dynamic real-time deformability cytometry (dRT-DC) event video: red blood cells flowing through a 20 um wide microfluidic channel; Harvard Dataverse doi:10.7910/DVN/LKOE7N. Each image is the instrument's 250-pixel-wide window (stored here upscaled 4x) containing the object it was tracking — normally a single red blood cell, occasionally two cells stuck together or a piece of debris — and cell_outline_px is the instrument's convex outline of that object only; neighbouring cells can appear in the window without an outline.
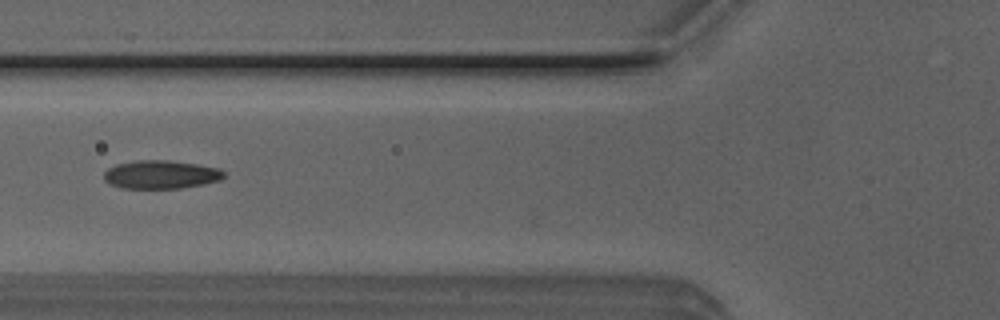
{"species": "Egyptian fruit bat (a non-hibernating species)", "species_latin": "Rousettus aegyptiacus", "temperature_condition": "room temperature", "stored_images_in_passage": 36, "camera_frame_rate_fps": 3000, "um_per_image_px": 0.085, "animal": {"sex": "male"}, "frame": {"image": 1, "passage_image": 4, "time_ms": 1.0, "image_size_px": [1000, 320], "cell_outline_px": [[224, 176], [220, 180], [204, 184], [180, 188], [120, 188], [108, 184], [104, 180], [104, 172], [108, 168], [116, 164], [136, 160], [168, 160], [196, 164], [220, 168], [224, 172]], "centroid_in_image_um": [13.65, 14.83], "position_along_channel_um": 112.2, "area_um2": 19.94}}
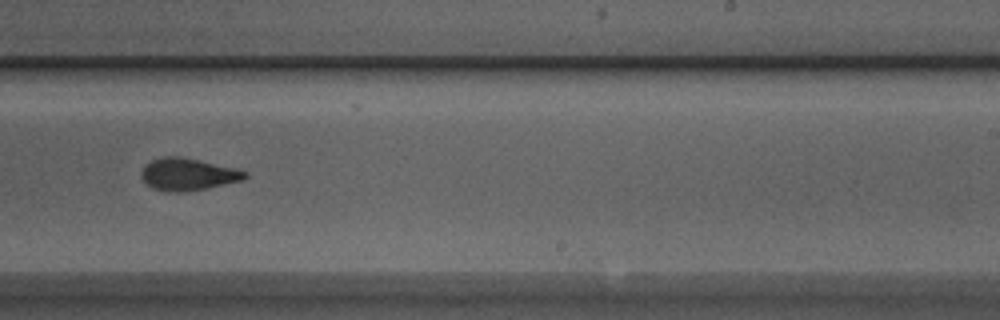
{"frame": {"image": 2, "passage_image": 16, "time_ms": 5.0, "image_size_px": [1000, 320], "cell_outline_px": [[248, 176], [244, 180], [208, 188], [184, 192], [164, 192], [152, 188], [140, 176], [140, 172], [144, 164], [152, 160], [164, 156], [180, 156], [236, 168], [248, 172]], "centroid_in_image_um": [15.97, 14.82], "position_along_channel_um": 273.0, "area_um2": 19.71}}
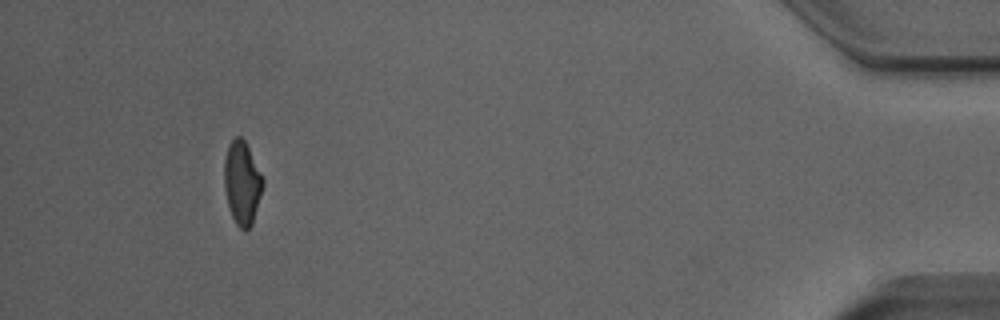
{"frame": {"image": 3, "passage_image": 32, "time_ms": 10.333, "image_size_px": [1000, 320], "cell_outline_px": [[264, 184], [252, 224], [244, 232], [236, 224], [232, 216], [228, 204], [224, 188], [224, 160], [228, 144], [236, 136], [240, 136], [244, 140], [264, 180]], "centroid_in_image_um": [20.56, 15.55], "position_along_channel_um": 414.6, "area_um2": 18.61}}